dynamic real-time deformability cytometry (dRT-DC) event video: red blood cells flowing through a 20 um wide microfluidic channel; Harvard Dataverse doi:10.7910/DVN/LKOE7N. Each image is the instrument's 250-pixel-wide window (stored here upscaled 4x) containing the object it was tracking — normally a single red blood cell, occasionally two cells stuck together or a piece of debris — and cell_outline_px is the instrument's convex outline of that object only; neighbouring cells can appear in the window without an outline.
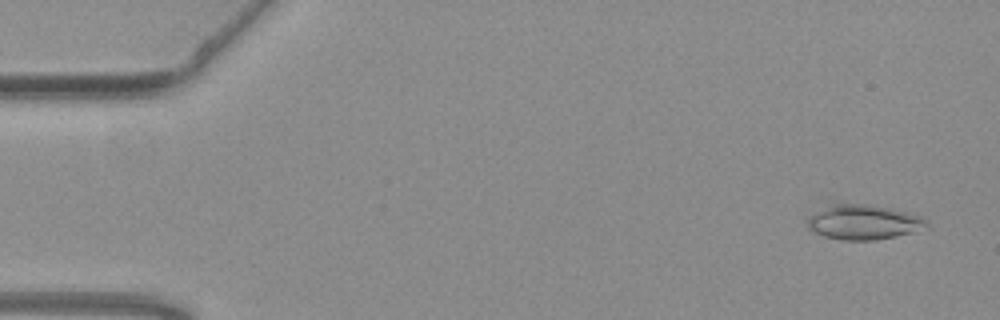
{"species": "common noctule bat (a hibernating species)", "species_latin": "Nyctalus noctula", "temperature_condition": "warm", "stored_images_in_passage": 24, "camera_frame_rate_fps": 3000, "um_per_image_px": 0.085, "animal": {"sex": "female", "body_mass_g": 19.3, "forearm_length_mm": 54.1}, "frame": {"image": 1, "passage_image": 3, "time_ms": 0.667, "image_size_px": [1000, 320], "cell_outline_px": [[928, 228], [896, 236], [876, 240], [840, 240], [824, 236], [808, 228], [804, 220], [808, 216], [828, 200], [836, 200], [868, 204], [892, 208], [920, 216], [928, 220]], "centroid_in_image_um": [73.29, 18.82], "position_along_channel_um": 11.7, "area_um2": 25.43}}
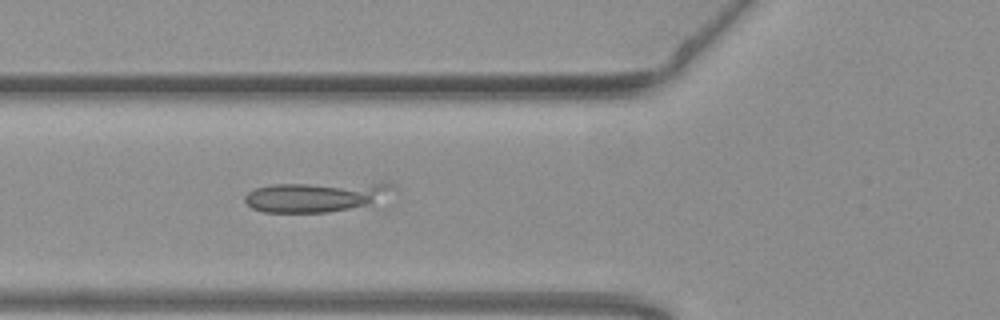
{"frame": {"image": 2, "passage_image": 20, "time_ms": 6.333, "image_size_px": [1000, 320], "cell_outline_px": [[400, 192], [372, 204], [328, 212], [264, 212], [252, 208], [244, 200], [244, 196], [248, 192], [256, 188], [272, 184], [388, 180]], "centroid_in_image_um": [27.08, 16.66], "position_along_channel_um": 98.7, "area_um2": 27.46}}
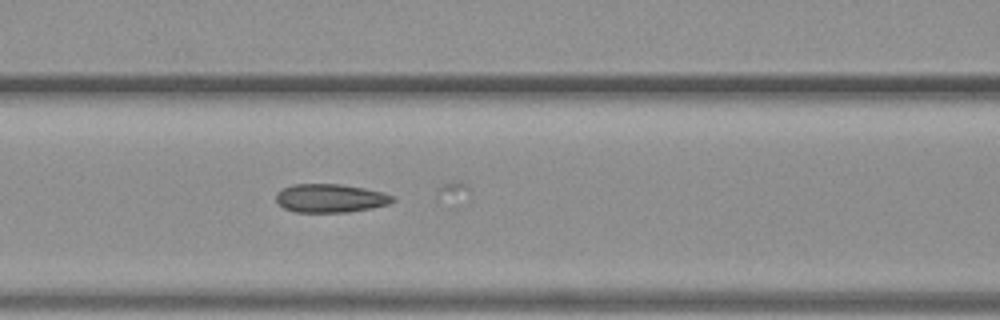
{"frame": {"image": 3, "passage_image": 23, "time_ms": 7.333, "image_size_px": [1000, 320], "cell_outline_px": [[396, 200], [388, 204], [372, 208], [348, 212], [296, 212], [284, 208], [276, 200], [276, 192], [280, 188], [292, 184], [340, 184], [364, 188], [384, 192], [396, 196]], "centroid_in_image_um": [28.09, 16.84], "position_along_channel_um": 138.5, "area_um2": 19.59}}